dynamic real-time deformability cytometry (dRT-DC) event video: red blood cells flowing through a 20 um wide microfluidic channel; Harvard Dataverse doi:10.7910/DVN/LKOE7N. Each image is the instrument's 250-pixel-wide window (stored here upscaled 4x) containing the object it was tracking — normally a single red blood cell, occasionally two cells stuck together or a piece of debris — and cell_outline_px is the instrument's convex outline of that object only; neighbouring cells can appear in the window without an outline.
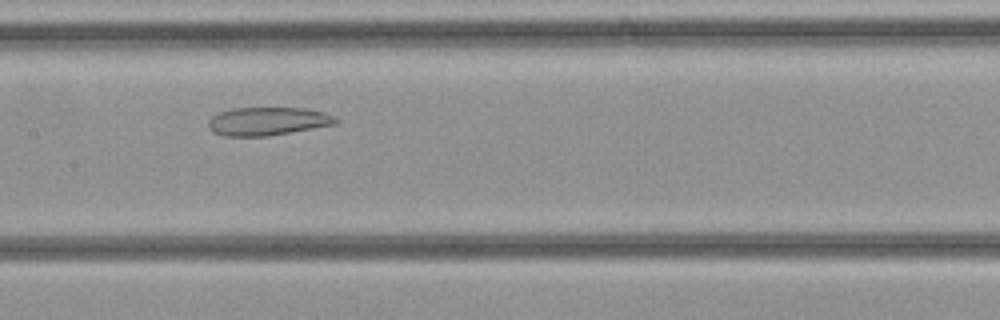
{"species": "common noctule bat (a hibernating species)", "species_latin": "Nyctalus noctula", "temperature_condition": "cold", "stored_images_in_passage": 32, "camera_frame_rate_fps": 3000, "um_per_image_px": 0.085, "animal": {"sex": "female", "body_mass_g": 21.9}, "frame": {"image": 1, "passage_image": 14, "time_ms": 4.333, "image_size_px": [1000, 320], "cell_outline_px": [[340, 120], [336, 124], [268, 136], [224, 136], [212, 132], [208, 128], [208, 120], [212, 116], [220, 112], [232, 108], [304, 108], [324, 112], [336, 116]], "centroid_in_image_um": [22.75, 10.31], "position_along_channel_um": 184.6, "area_um2": 21.1}}
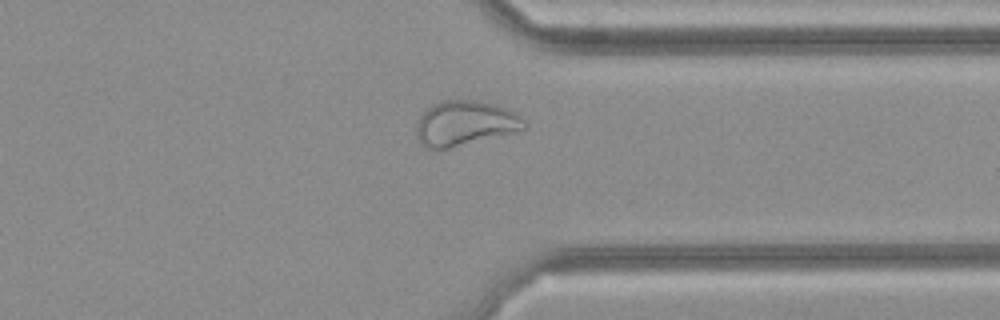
{"frame": {"image": 2, "passage_image": 24, "time_ms": 7.667, "image_size_px": [1000, 320], "cell_outline_px": [[528, 128], [448, 148], [424, 148], [416, 140], [416, 124], [420, 116], [432, 104], [440, 100], [472, 100], [496, 104], [508, 108], [516, 112], [524, 120]], "centroid_in_image_um": [39.49, 10.46], "position_along_channel_um": 371.9, "area_um2": 28.21}}
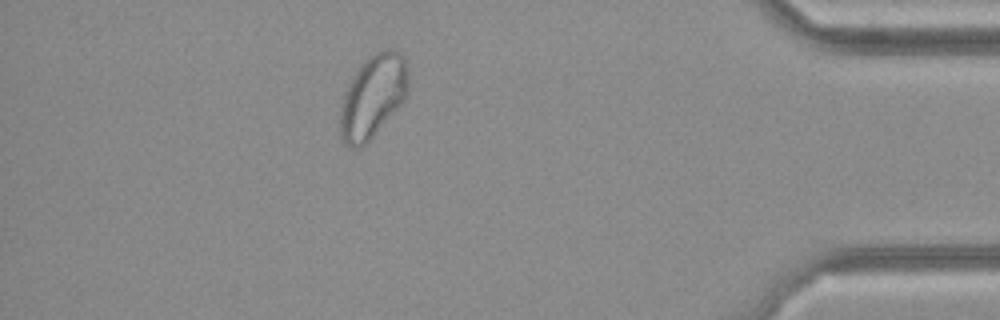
{"frame": {"image": 3, "passage_image": 28, "time_ms": 9.0, "image_size_px": [1000, 320], "cell_outline_px": [[408, 92], [404, 100], [372, 136], [360, 148], [348, 148], [344, 144], [340, 136], [340, 108], [348, 84], [356, 72], [368, 56], [384, 48], [392, 48], [400, 52], [404, 56], [408, 68]], "centroid_in_image_um": [31.7, 8.17], "position_along_channel_um": 403.5, "area_um2": 32.83}}